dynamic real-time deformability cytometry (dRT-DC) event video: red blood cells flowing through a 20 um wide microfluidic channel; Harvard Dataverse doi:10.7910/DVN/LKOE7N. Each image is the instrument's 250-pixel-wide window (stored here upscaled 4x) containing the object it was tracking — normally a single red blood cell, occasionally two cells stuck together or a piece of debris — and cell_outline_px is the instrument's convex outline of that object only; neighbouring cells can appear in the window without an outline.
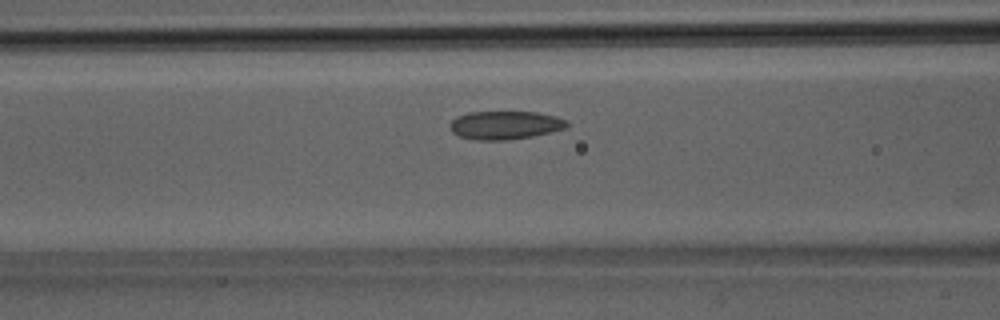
{"species": "Egyptian fruit bat (a non-hibernating species)", "species_latin": "Rousettus aegyptiacus", "temperature_condition": "room temperature", "stored_images_in_passage": 27, "camera_frame_rate_fps": 3000, "um_per_image_px": 0.085, "animal": {"sex": "male"}, "frame": {"image": 1, "passage_image": 5, "time_ms": 1.333, "image_size_px": [1000, 320], "cell_outline_px": [[568, 128], [532, 136], [508, 140], [476, 140], [460, 136], [452, 132], [448, 128], [448, 124], [456, 116], [468, 112], [536, 112], [556, 116], [568, 120]], "centroid_in_image_um": [42.92, 10.63], "position_along_channel_um": 123.7, "area_um2": 19.54}}
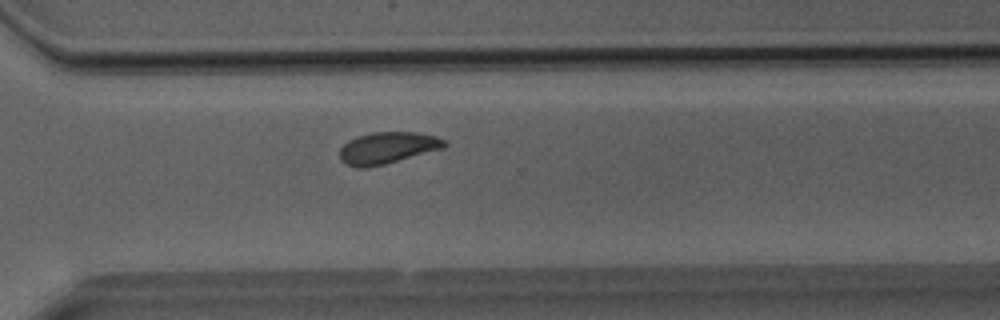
{"frame": {"image": 2, "passage_image": 17, "time_ms": 5.333, "image_size_px": [1000, 320], "cell_outline_px": [[448, 144], [444, 148], [384, 164], [364, 168], [356, 168], [340, 160], [340, 148], [348, 140], [356, 136], [372, 132], [416, 132], [436, 136], [448, 140]], "centroid_in_image_um": [32.95, 12.56], "position_along_channel_um": 337.6, "area_um2": 19.42}}
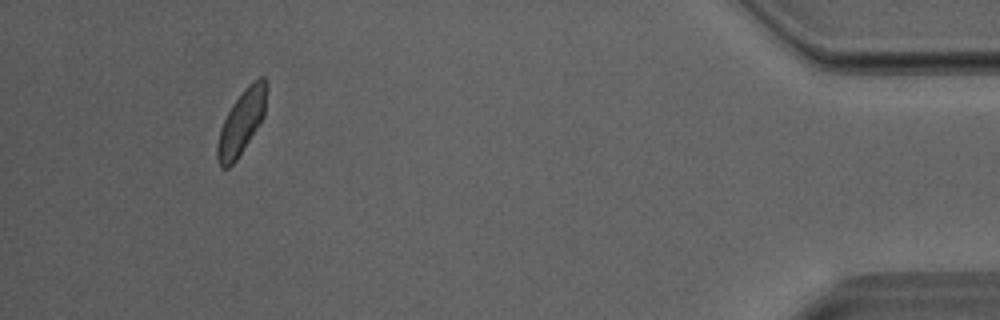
{"frame": {"image": 3, "passage_image": 25, "time_ms": 8.0, "image_size_px": [1000, 320], "cell_outline_px": [[268, 88], [264, 116], [236, 160], [228, 168], [220, 168], [216, 160], [216, 144], [220, 128], [232, 104], [244, 88], [252, 80], [260, 76], [264, 76], [268, 84]], "centroid_in_image_um": [20.53, 10.35], "position_along_channel_um": 414.7, "area_um2": 18.61}}